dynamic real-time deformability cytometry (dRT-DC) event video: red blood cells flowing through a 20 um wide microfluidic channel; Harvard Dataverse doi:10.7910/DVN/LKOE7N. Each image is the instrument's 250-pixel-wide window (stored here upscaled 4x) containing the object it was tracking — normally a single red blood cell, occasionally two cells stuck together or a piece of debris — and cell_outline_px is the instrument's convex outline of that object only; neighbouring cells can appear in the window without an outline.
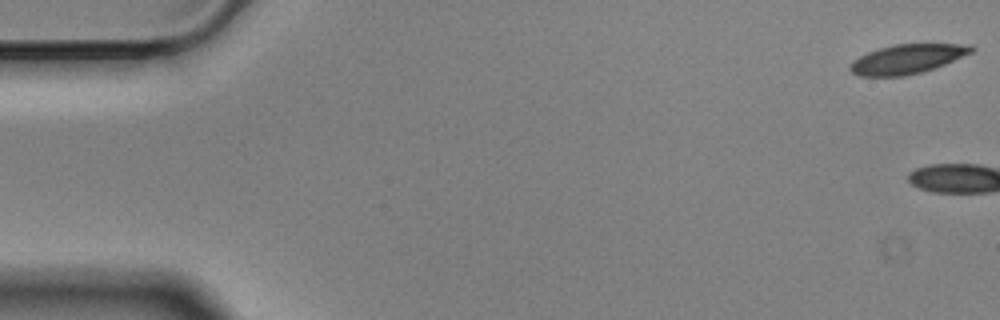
{"species": "Egyptian fruit bat (a non-hibernating species)", "species_latin": "Rousettus aegyptiacus", "temperature_condition": "cold", "stored_images_in_passage": 3, "camera_frame_rate_fps": 3000, "um_per_image_px": 0.085, "animal": {"sex": "male"}, "frame": {"image": 1, "passage_image": 1, "time_ms": 0.0, "image_size_px": [1000, 320], "cell_outline_px": [[976, 48], [972, 52], [944, 64], [920, 72], [904, 76], [860, 76], [852, 72], [848, 68], [860, 56], [868, 52], [892, 44], [972, 44]], "centroid_in_image_um": [77.13, 5.0], "position_along_channel_um": 7.9, "area_um2": 20.4}}